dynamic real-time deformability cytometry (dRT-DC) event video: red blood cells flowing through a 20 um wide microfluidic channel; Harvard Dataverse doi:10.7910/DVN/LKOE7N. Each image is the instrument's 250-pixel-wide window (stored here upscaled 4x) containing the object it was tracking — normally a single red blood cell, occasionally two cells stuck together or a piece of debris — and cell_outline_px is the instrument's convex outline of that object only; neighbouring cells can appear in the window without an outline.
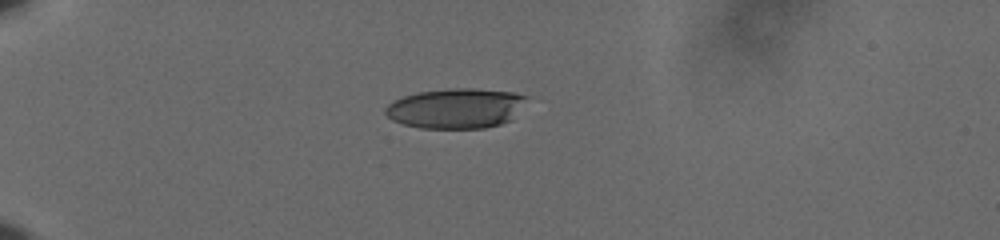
{"species": "human", "species_latin": "Homo sapiens", "temperature_condition": "cold", "stored_images_in_passage": 42, "camera_frame_rate_fps": 3000, "um_per_image_px": 0.085, "donor": {"sex": "male"}, "frame": {"image": 1, "passage_image": 1, "time_ms": 0.0, "image_size_px": [1000, 240], "cell_outline_px": [[528, 96], [512, 120], [500, 124], [484, 128], [420, 128], [404, 124], [392, 120], [384, 112], [384, 108], [388, 104], [404, 96], [420, 92], [456, 88], [472, 88], [516, 92]], "centroid_in_image_um": [38.77, 9.21], "position_along_channel_um": 46.2, "area_um2": 32.83}}
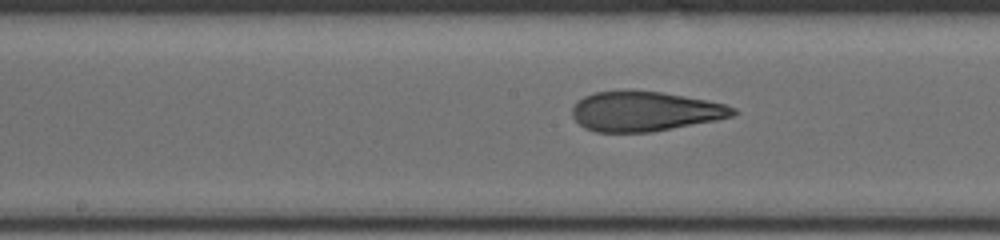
{"frame": {"image": 2, "passage_image": 17, "time_ms": 5.333, "image_size_px": [1000, 240], "cell_outline_px": [[740, 112], [732, 116], [716, 120], [652, 132], [596, 132], [584, 128], [572, 116], [572, 108], [584, 96], [596, 92], [660, 92], [684, 96], [724, 104], [736, 108]], "centroid_in_image_um": [54.83, 9.49], "position_along_channel_um": 193.4, "area_um2": 36.65}}
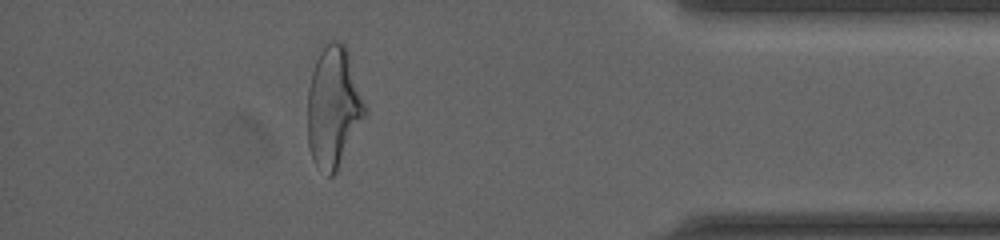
{"frame": {"image": 3, "passage_image": 37, "time_ms": 12.0, "image_size_px": [1000, 240], "cell_outline_px": [[368, 112], [336, 172], [332, 176], [328, 176], [312, 160], [308, 148], [308, 88], [312, 72], [316, 60], [320, 52], [328, 40], [336, 40], [344, 44], [348, 48], [368, 108]], "centroid_in_image_um": [28.38, 9.07], "position_along_channel_um": 406.8, "area_um2": 40.98}, "authors_computed_cell_mechanics": {"area_um2": 37.859, "velocity_mm_per_s": 3.6402, "shape_relaxation_time_tau1_ms": 5.8285, "shape_relaxation_time_tau2_ms": 1.2925, "deformation_change_tau1": 0.2289, "deformation_change_tau2": 0.1037}}